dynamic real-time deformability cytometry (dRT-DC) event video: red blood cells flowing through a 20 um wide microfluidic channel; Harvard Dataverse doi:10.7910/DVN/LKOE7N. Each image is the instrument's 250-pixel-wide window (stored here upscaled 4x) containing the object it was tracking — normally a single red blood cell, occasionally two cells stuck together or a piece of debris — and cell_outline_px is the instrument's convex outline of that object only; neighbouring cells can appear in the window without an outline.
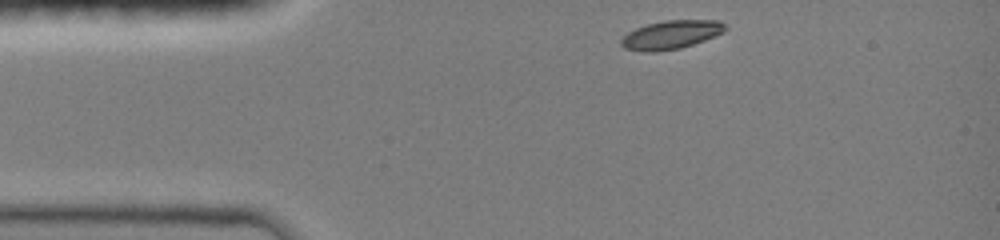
{"species": "common noctule bat (a hibernating species)", "species_latin": "Nyctalus noctula", "temperature_condition": "room temperature", "stored_images_in_passage": 22, "camera_frame_rate_fps": 3000, "um_per_image_px": 0.085, "animal": {"sex": "female", "body_mass_g": 19.0, "forearm_length_mm": 51.5}, "frame": {"image": 1, "passage_image": 1, "time_ms": 0.0, "image_size_px": [1000, 240], "cell_outline_px": [[728, 28], [724, 32], [704, 40], [680, 48], [656, 52], [640, 52], [624, 48], [620, 44], [620, 40], [628, 32], [636, 28], [648, 24], [664, 20], [720, 20]], "centroid_in_image_um": [57.02, 2.96], "position_along_channel_um": 28.0, "area_um2": 17.4}}
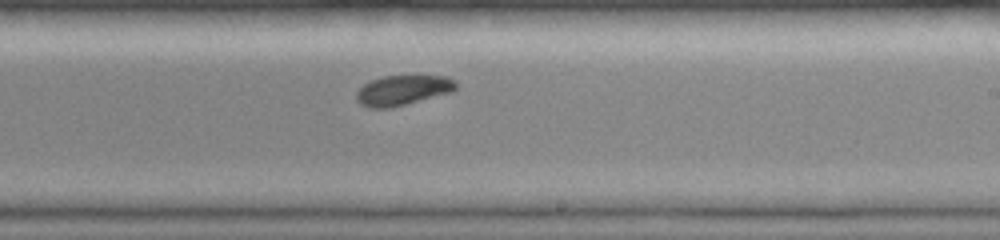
{"frame": {"image": 2, "passage_image": 13, "time_ms": 6.667, "image_size_px": [1000, 240], "cell_outline_px": [[456, 88], [452, 92], [388, 108], [368, 108], [360, 104], [356, 100], [356, 92], [364, 84], [372, 80], [384, 76], [448, 76], [456, 80]], "centroid_in_image_um": [34.23, 7.66], "position_along_channel_um": 254.8, "area_um2": 17.28}}
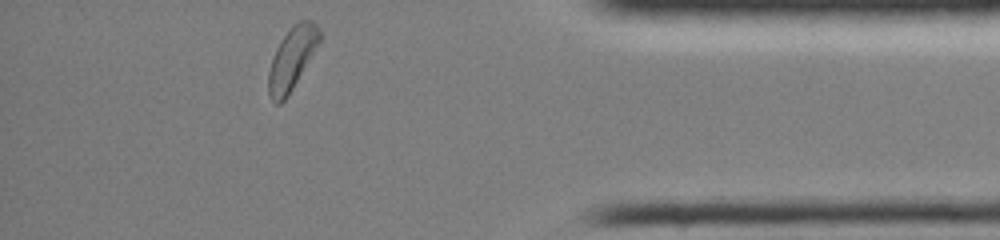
{"frame": {"image": 3, "passage_image": 22, "time_ms": 11.0, "image_size_px": [1000, 240], "cell_outline_px": [[320, 40], [288, 96], [280, 104], [276, 104], [272, 100], [268, 92], [268, 72], [276, 48], [280, 40], [292, 24], [300, 20], [312, 20], [320, 28]], "centroid_in_image_um": [24.8, 4.95], "position_along_channel_um": 410.4, "area_um2": 18.32}, "authors_computed_cell_mechanics": {"area_um2": 17.7446, "velocity_mm_per_s": 4.0818, "shape_relaxation_time_tau1_ms": 1.7379, "shape_relaxation_time_tau2_ms": null, "deformation_change_tau1": 0.107, "deformation_change_tau2": null}}